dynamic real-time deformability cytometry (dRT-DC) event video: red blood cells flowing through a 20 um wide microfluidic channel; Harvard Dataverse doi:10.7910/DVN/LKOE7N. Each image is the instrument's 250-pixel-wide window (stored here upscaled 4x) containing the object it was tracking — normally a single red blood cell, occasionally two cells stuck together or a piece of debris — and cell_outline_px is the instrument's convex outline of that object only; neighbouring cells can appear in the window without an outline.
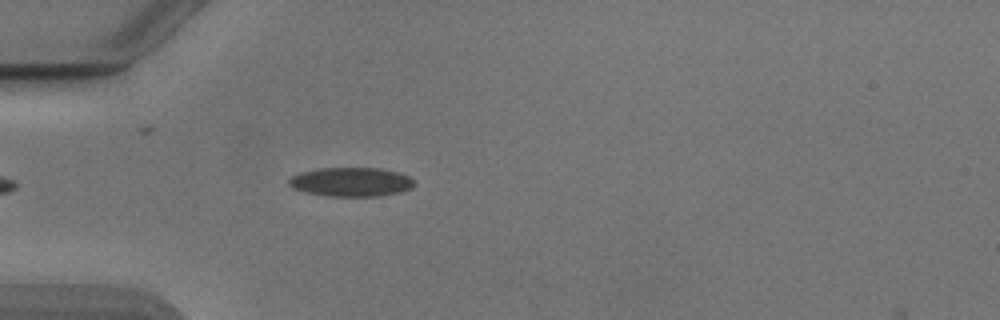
{"species": "Egyptian fruit bat (a non-hibernating species)", "species_latin": "Rousettus aegyptiacus", "temperature_condition": "cold", "stored_images_in_passage": 42, "camera_frame_rate_fps": 3000, "um_per_image_px": 0.085, "animal": {"sex": "male"}, "frame": {"image": 1, "passage_image": 5, "time_ms": 1.333, "image_size_px": [1000, 320], "cell_outline_px": [[412, 184], [408, 188], [400, 192], [380, 196], [328, 196], [304, 192], [292, 188], [288, 184], [288, 180], [292, 176], [300, 172], [320, 168], [380, 168], [396, 172], [408, 176], [412, 180]], "centroid_in_image_um": [29.77, 15.46], "position_along_channel_um": 55.2, "area_um2": 21.04}}
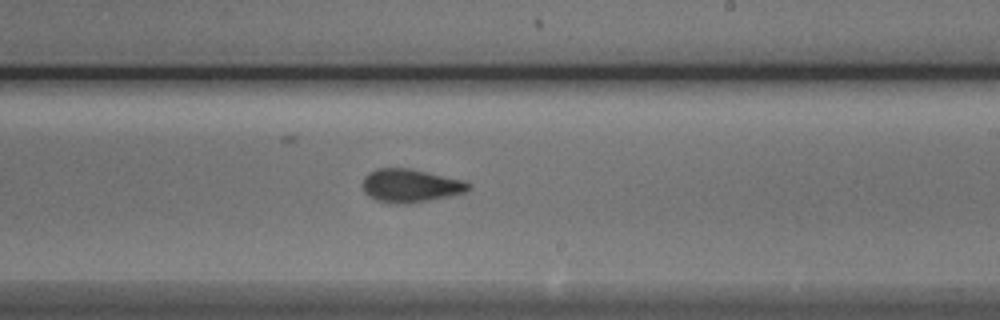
{"frame": {"image": 2, "passage_image": 21, "time_ms": 6.667, "image_size_px": [1000, 320], "cell_outline_px": [[472, 188], [468, 192], [408, 204], [388, 204], [376, 200], [368, 196], [364, 192], [360, 184], [364, 176], [368, 172], [376, 168], [408, 168], [468, 180], [472, 184]], "centroid_in_image_um": [34.89, 15.78], "position_along_channel_um": 254.1, "area_um2": 21.21}}
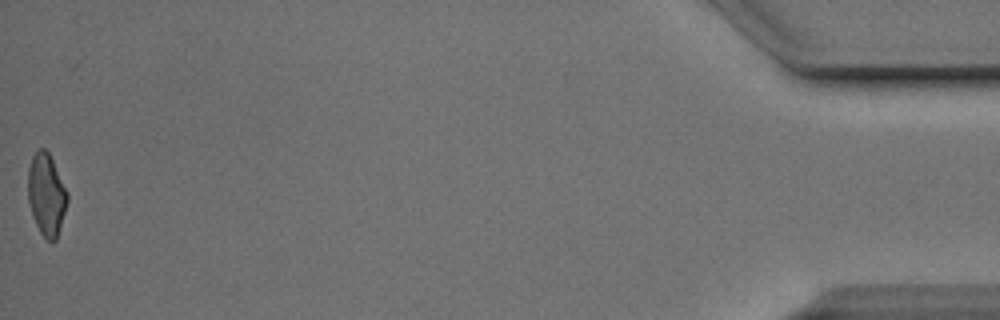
{"frame": {"image": 3, "passage_image": 42, "time_ms": 13.667, "image_size_px": [1000, 320], "cell_outline_px": [[68, 200], [60, 228], [56, 240], [48, 240], [40, 232], [32, 216], [28, 200], [28, 168], [32, 156], [40, 148], [44, 148], [48, 152], [68, 192]], "centroid_in_image_um": [3.94, 16.53], "position_along_channel_um": 431.3, "area_um2": 18.67}, "authors_computed_cell_mechanics": {"area_um2": 20.2878, "velocity_mm_per_s": 3.8947, "shape_relaxation_time_tau1_ms": 5.2802, "shape_relaxation_time_tau2_ms": 1.2988, "deformation_change_tau1": 0.1436, "deformation_change_tau2": 0.0703}}